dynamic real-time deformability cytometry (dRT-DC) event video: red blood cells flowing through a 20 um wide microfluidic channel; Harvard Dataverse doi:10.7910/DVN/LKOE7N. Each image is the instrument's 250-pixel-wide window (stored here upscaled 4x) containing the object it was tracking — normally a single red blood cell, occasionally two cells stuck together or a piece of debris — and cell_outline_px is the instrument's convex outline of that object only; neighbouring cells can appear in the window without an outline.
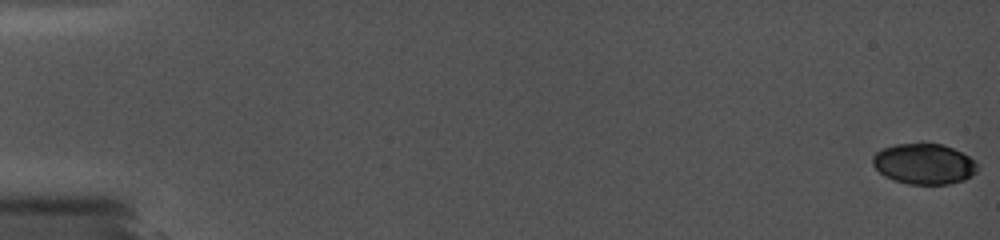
{"species": "common noctule bat (a hibernating species)", "species_latin": "Nyctalus noctula", "temperature_condition": "cold", "stored_images_in_passage": 17, "camera_frame_rate_fps": 5000, "um_per_image_px": 0.085, "animal": {"sex": "female", "body_mass_g": 19.0, "forearm_length_mm": 56.7}, "frame": {"image": 1, "passage_image": 1, "time_ms": 0.0, "image_size_px": [1000, 240], "cell_outline_px": [[976, 172], [972, 176], [964, 180], [948, 184], [908, 184], [884, 176], [872, 164], [872, 156], [880, 148], [896, 144], [924, 140], [940, 144], [952, 148], [968, 156], [976, 164]], "centroid_in_image_um": [78.5, 13.89], "position_along_channel_um": 6.5, "area_um2": 25.2}}